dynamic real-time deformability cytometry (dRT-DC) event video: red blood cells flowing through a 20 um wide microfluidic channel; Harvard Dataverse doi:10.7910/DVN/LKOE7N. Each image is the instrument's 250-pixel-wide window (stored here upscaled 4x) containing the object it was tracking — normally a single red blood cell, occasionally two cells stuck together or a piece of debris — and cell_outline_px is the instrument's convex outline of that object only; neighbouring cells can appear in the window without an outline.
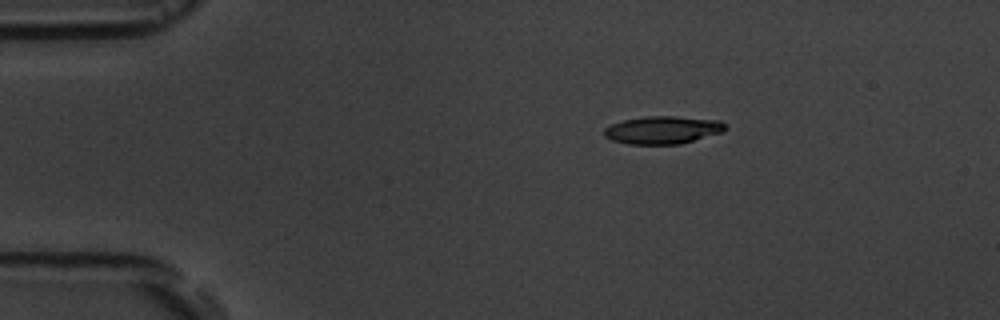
{"species": "common noctule bat (a hibernating species)", "species_latin": "Nyctalus noctula", "temperature_condition": "room temperature", "stored_images_in_passage": 3, "camera_frame_rate_fps": 3000, "um_per_image_px": 0.085, "animal": {"sex": "male", "body_mass_g": 19.5, "forearm_length_mm": 54.6}, "frame": {"image": 1, "passage_image": 1, "time_ms": 0.0, "image_size_px": [1000, 320], "cell_outline_px": [[724, 132], [680, 144], [628, 144], [612, 140], [604, 136], [604, 128], [612, 124], [624, 120], [648, 116], [676, 116], [720, 120], [724, 124]], "centroid_in_image_um": [56.33, 11.05], "position_along_channel_um": 28.7, "area_um2": 19.54}}